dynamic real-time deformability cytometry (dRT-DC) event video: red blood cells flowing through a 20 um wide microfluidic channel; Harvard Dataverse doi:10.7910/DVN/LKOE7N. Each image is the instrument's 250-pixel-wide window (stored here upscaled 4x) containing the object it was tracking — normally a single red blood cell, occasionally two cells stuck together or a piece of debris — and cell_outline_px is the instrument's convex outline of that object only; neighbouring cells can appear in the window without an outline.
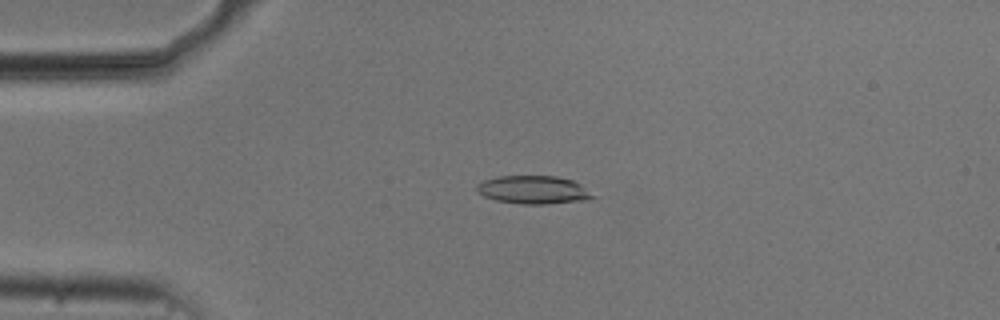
{"species": "common noctule bat (a hibernating species)", "species_latin": "Nyctalus noctula", "temperature_condition": "cold", "stored_images_in_passage": 45, "camera_frame_rate_fps": 3000, "um_per_image_px": 0.085, "animal": {"sex": "male", "body_mass_g": 20.5, "forearm_length_mm": 52.5}, "frame": {"image": 1, "passage_image": 4, "time_ms": 1.0, "image_size_px": [1000, 320], "cell_outline_px": [[596, 196], [584, 200], [544, 204], [524, 204], [496, 200], [484, 196], [476, 192], [476, 184], [484, 180], [500, 176], [556, 176], [572, 180], [580, 184]], "centroid_in_image_um": [45.31, 16.13], "position_along_channel_um": 39.7, "area_um2": 18.9}}
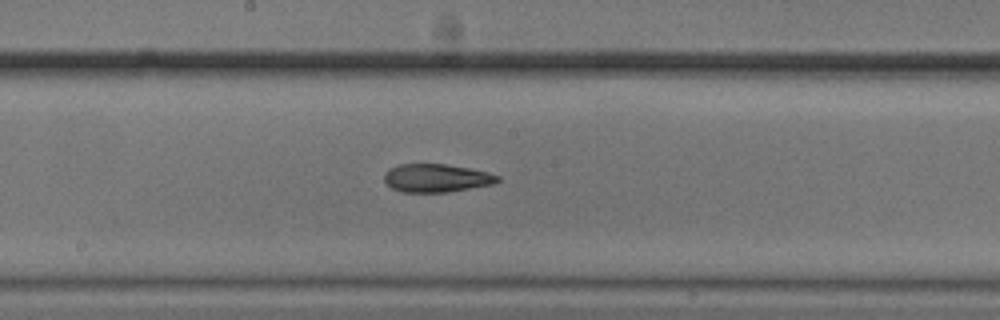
{"frame": {"image": 2, "passage_image": 20, "time_ms": 6.333, "image_size_px": [1000, 320], "cell_outline_px": [[500, 180], [492, 184], [448, 192], [400, 192], [392, 188], [384, 180], [384, 172], [388, 168], [396, 164], [444, 164], [468, 168], [488, 172], [500, 176]], "centroid_in_image_um": [37.05, 15.13], "position_along_channel_um": 211.1, "area_um2": 18.67}}
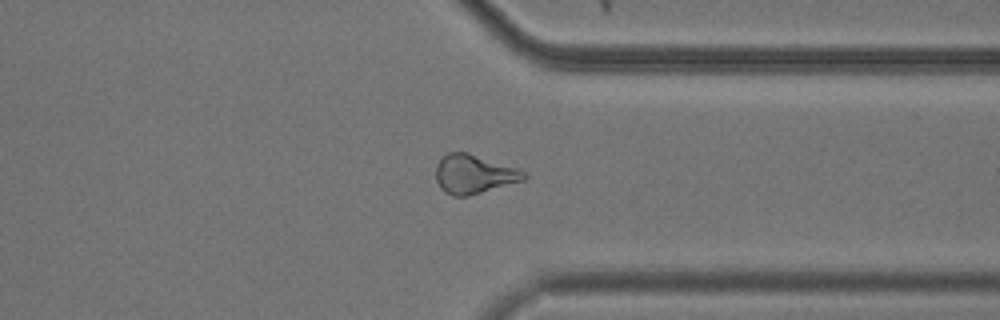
{"frame": {"image": 3, "passage_image": 33, "time_ms": 10.667, "image_size_px": [1000, 320], "cell_outline_px": [[528, 176], [524, 180], [468, 196], [452, 196], [444, 192], [440, 188], [436, 180], [436, 164], [448, 152], [468, 152], [516, 168], [524, 172]], "centroid_in_image_um": [40.25, 14.81], "position_along_channel_um": 371.1, "area_um2": 19.88}, "authors_computed_cell_mechanics": {"area_um2": 19.363, "velocity_mm_per_s": 3.7356, "shape_relaxation_time_tau1_ms": 6.3911, "shape_relaxation_time_tau2_ms": 3.2758, "deformation_change_tau1": 0.1848, "deformation_change_tau2": 0.102}}